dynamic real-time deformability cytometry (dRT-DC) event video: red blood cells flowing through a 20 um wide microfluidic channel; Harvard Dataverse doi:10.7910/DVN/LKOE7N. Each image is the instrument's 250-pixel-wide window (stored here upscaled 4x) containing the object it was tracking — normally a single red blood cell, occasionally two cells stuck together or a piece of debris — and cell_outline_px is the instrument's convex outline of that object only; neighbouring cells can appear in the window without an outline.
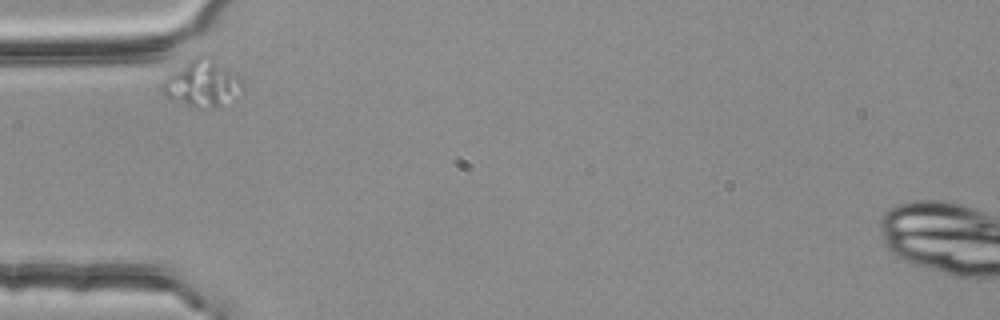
{"species": "common noctule bat (a hibernating species)", "species_latin": "Nyctalus noctula", "temperature_condition": "room temperature", "stored_images_in_passage": 2, "camera_frame_rate_fps": 3000, "um_per_image_px": 0.085, "animal": {"sex": "female", "body_mass_g": 25.1}, "frame": {"image": 1, "passage_image": 1, "time_ms": 0.0, "image_size_px": [1000, 320], "cell_outline_px": [[244, 92], [216, 108], [196, 108], [172, 100], [164, 96], [160, 88], [164, 80], [168, 76], [200, 52], [236, 72], [240, 76], [244, 84]], "centroid_in_image_um": [17.24, 7.1], "position_along_channel_um": 67.8, "area_um2": 22.14}}